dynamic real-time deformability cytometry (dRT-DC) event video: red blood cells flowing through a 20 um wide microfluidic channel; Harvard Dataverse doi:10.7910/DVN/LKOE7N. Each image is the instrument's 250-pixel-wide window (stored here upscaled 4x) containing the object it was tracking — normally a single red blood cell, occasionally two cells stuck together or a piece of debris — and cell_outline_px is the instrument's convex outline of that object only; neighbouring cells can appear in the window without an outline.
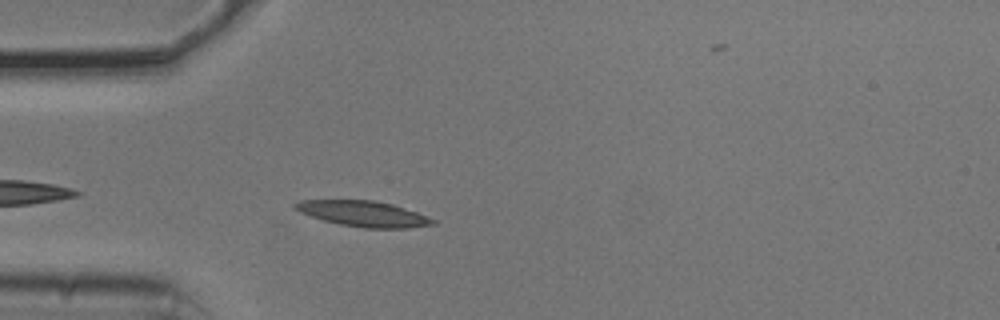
{"species": "common noctule bat (a hibernating species)", "species_latin": "Nyctalus noctula", "temperature_condition": "cold", "stored_images_in_passage": 5, "camera_frame_rate_fps": 3000, "um_per_image_px": 0.085, "animal": {"sex": "male", "body_mass_g": 20.5, "forearm_length_mm": 52.5}, "frame": {"image": 1, "passage_image": 3, "time_ms": 0.667, "image_size_px": [1000, 320], "cell_outline_px": [[436, 224], [408, 228], [364, 228], [340, 224], [324, 220], [300, 212], [292, 208], [292, 204], [300, 200], [376, 200], [392, 204], [416, 212], [436, 220]], "centroid_in_image_um": [30.87, 18.16], "position_along_channel_um": 54.1, "area_um2": 20.52}}